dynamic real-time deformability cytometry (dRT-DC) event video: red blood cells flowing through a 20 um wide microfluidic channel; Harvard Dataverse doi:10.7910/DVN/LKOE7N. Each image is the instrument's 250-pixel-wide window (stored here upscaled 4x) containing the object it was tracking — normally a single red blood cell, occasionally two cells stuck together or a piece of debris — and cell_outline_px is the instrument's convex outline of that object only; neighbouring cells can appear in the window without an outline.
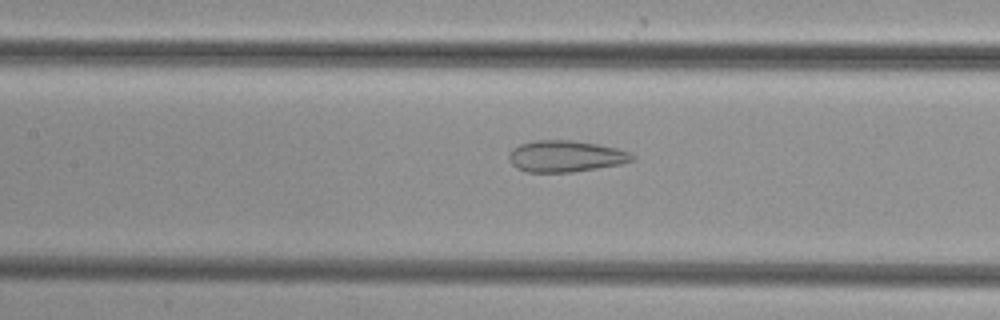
{"species": "common noctule bat (a hibernating species)", "species_latin": "Nyctalus noctula", "temperature_condition": "cold", "stored_images_in_passage": 49, "camera_frame_rate_fps": 3000, "um_per_image_px": 0.085, "animal": {"sex": "female", "body_mass_g": 29.2, "forearm_length_mm": 56.3}, "frame": {"image": 1, "passage_image": 22, "time_ms": 7.0, "image_size_px": [1000, 320], "cell_outline_px": [[636, 160], [620, 164], [572, 172], [528, 172], [516, 168], [512, 164], [508, 156], [512, 148], [520, 144], [536, 140], [572, 140], [596, 144], [616, 148], [632, 152], [636, 156]], "centroid_in_image_um": [48.1, 13.28], "position_along_channel_um": 159.3, "area_um2": 22.66}}
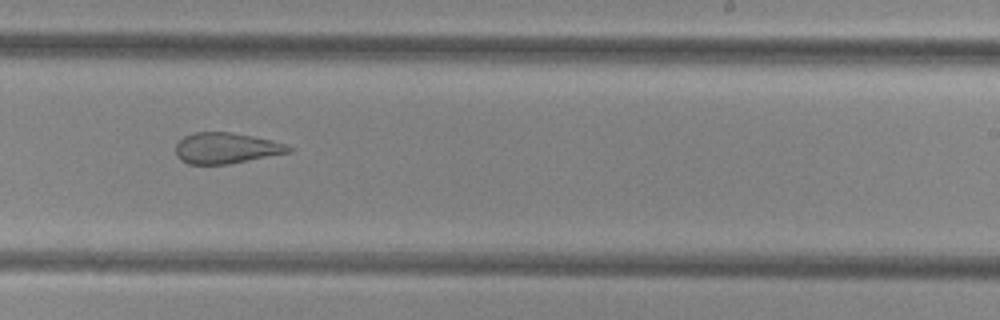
{"frame": {"image": 2, "passage_image": 30, "time_ms": 9.667, "image_size_px": [1000, 320], "cell_outline_px": [[292, 152], [228, 164], [188, 164], [180, 160], [176, 156], [176, 144], [184, 136], [196, 132], [232, 132], [272, 140], [288, 144], [292, 148]], "centroid_in_image_um": [19.23, 12.59], "position_along_channel_um": 269.8, "area_um2": 20.4}}
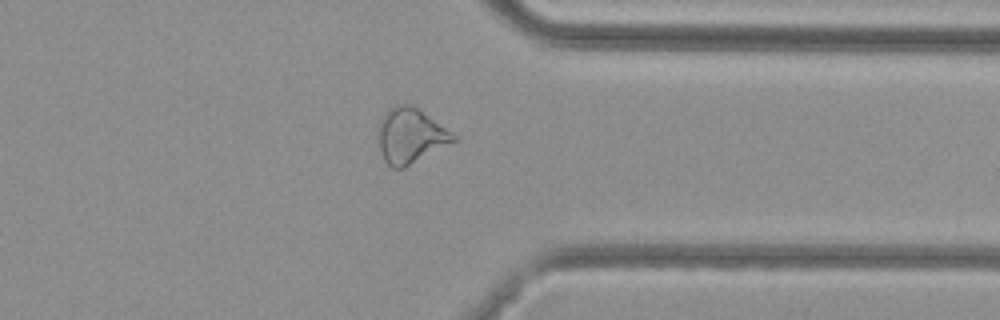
{"frame": {"image": 3, "passage_image": 38, "time_ms": 12.333, "image_size_px": [1000, 320], "cell_outline_px": [[460, 140], [404, 168], [392, 168], [384, 160], [376, 136], [380, 120], [388, 108], [396, 104], [408, 104], [416, 108], [452, 132]], "centroid_in_image_um": [34.88, 11.56], "position_along_channel_um": 376.5, "area_um2": 24.28}}